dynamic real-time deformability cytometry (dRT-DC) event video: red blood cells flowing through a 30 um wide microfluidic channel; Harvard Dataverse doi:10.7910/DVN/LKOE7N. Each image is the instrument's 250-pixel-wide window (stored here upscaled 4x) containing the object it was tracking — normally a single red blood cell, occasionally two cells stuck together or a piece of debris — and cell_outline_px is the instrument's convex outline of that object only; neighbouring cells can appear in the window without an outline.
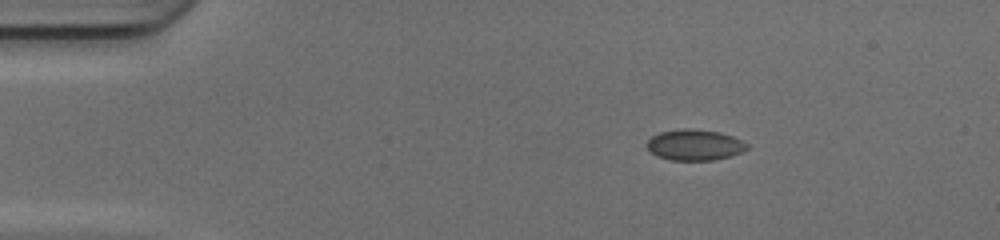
{"species": "common noctule bat (a hibernating species)", "species_latin": "Nyctalus noctula", "temperature_condition": "cold", "stored_images_in_passage": 42, "camera_frame_rate_fps": 3000, "um_per_image_px": 0.085, "animal": {"sex": "female", "body_mass_g": 17.0, "forearm_length_mm": 48.0}, "frame": {"image": 1, "passage_image": 1, "time_ms": 0.0, "image_size_px": [1000, 240], "cell_outline_px": [[748, 148], [740, 152], [728, 156], [712, 160], [672, 160], [660, 156], [652, 152], [648, 148], [648, 140], [652, 136], [660, 132], [684, 128], [692, 128], [720, 132], [732, 136], [748, 144]], "centroid_in_image_um": [59.05, 12.3], "position_along_channel_um": 25.9, "area_um2": 17.69}}
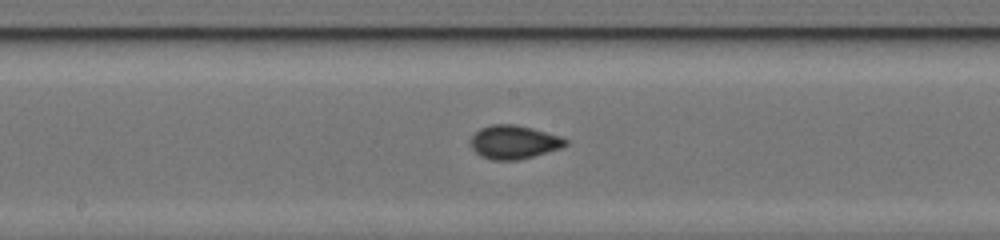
{"frame": {"image": 2, "passage_image": 19, "time_ms": 6.0, "image_size_px": [1000, 240], "cell_outline_px": [[568, 144], [560, 148], [520, 160], [492, 160], [480, 156], [472, 148], [472, 136], [480, 128], [492, 124], [516, 124], [532, 128], [560, 136], [568, 140]], "centroid_in_image_um": [43.69, 12.08], "position_along_channel_um": 204.5, "area_um2": 18.5}}
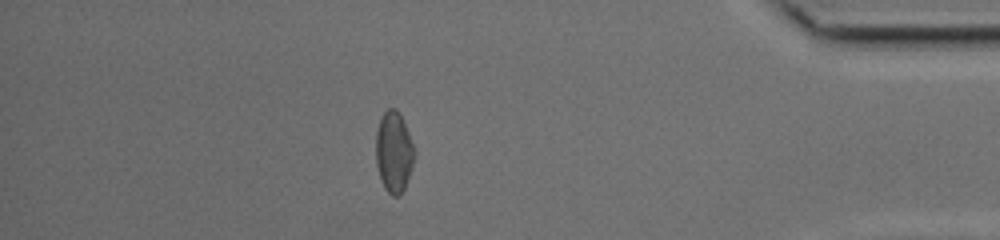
{"frame": {"image": 3, "passage_image": 36, "time_ms": 11.667, "image_size_px": [1000, 240], "cell_outline_px": [[416, 152], [404, 188], [400, 196], [392, 196], [384, 188], [380, 180], [376, 164], [376, 132], [380, 120], [384, 112], [388, 108], [396, 108], [400, 112]], "centroid_in_image_um": [33.46, 12.91], "position_along_channel_um": 401.7, "area_um2": 18.15}, "authors_computed_cell_mechanics": {"area_um2": 17.8024, "velocity_mm_per_s": 4.2041, "shape_relaxation_time_tau1_ms": 4.3865, "shape_relaxation_time_tau2_ms": 1.419, "deformation_change_tau1": 0.1065, "deformation_change_tau2": 0.0393}}